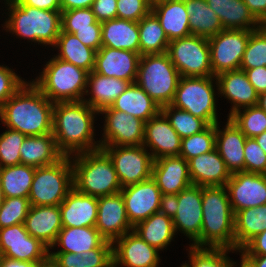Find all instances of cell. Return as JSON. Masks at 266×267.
<instances>
[{"label":"cell","mask_w":266,"mask_h":267,"mask_svg":"<svg viewBox=\"0 0 266 267\" xmlns=\"http://www.w3.org/2000/svg\"><path fill=\"white\" fill-rule=\"evenodd\" d=\"M53 108L51 102L32 82L12 95L0 109V120L7 128L26 136L52 133Z\"/></svg>","instance_id":"1"},{"label":"cell","mask_w":266,"mask_h":267,"mask_svg":"<svg viewBox=\"0 0 266 267\" xmlns=\"http://www.w3.org/2000/svg\"><path fill=\"white\" fill-rule=\"evenodd\" d=\"M98 113L83 100L54 103L52 134L64 156L100 149L93 127Z\"/></svg>","instance_id":"2"},{"label":"cell","mask_w":266,"mask_h":267,"mask_svg":"<svg viewBox=\"0 0 266 267\" xmlns=\"http://www.w3.org/2000/svg\"><path fill=\"white\" fill-rule=\"evenodd\" d=\"M234 216L226 186L202 187L200 247L235 250Z\"/></svg>","instance_id":"3"},{"label":"cell","mask_w":266,"mask_h":267,"mask_svg":"<svg viewBox=\"0 0 266 267\" xmlns=\"http://www.w3.org/2000/svg\"><path fill=\"white\" fill-rule=\"evenodd\" d=\"M72 156H75L73 161L71 160L73 187L78 192L101 197L121 191L122 187L114 164L103 149L81 152Z\"/></svg>","instance_id":"4"},{"label":"cell","mask_w":266,"mask_h":267,"mask_svg":"<svg viewBox=\"0 0 266 267\" xmlns=\"http://www.w3.org/2000/svg\"><path fill=\"white\" fill-rule=\"evenodd\" d=\"M10 10L6 31L38 44L55 45L61 33V11L41 10L22 2L6 0Z\"/></svg>","instance_id":"5"},{"label":"cell","mask_w":266,"mask_h":267,"mask_svg":"<svg viewBox=\"0 0 266 267\" xmlns=\"http://www.w3.org/2000/svg\"><path fill=\"white\" fill-rule=\"evenodd\" d=\"M88 72L55 55L32 83L53 103L83 100Z\"/></svg>","instance_id":"6"},{"label":"cell","mask_w":266,"mask_h":267,"mask_svg":"<svg viewBox=\"0 0 266 267\" xmlns=\"http://www.w3.org/2000/svg\"><path fill=\"white\" fill-rule=\"evenodd\" d=\"M180 77L167 52L147 54L140 57L135 83L163 107L172 103Z\"/></svg>","instance_id":"7"},{"label":"cell","mask_w":266,"mask_h":267,"mask_svg":"<svg viewBox=\"0 0 266 267\" xmlns=\"http://www.w3.org/2000/svg\"><path fill=\"white\" fill-rule=\"evenodd\" d=\"M71 156H63L48 166L35 168L29 193L32 206H57L73 188Z\"/></svg>","instance_id":"8"},{"label":"cell","mask_w":266,"mask_h":267,"mask_svg":"<svg viewBox=\"0 0 266 267\" xmlns=\"http://www.w3.org/2000/svg\"><path fill=\"white\" fill-rule=\"evenodd\" d=\"M215 76L180 77L175 96L170 105L190 112L208 125L216 124L217 110L213 81Z\"/></svg>","instance_id":"9"},{"label":"cell","mask_w":266,"mask_h":267,"mask_svg":"<svg viewBox=\"0 0 266 267\" xmlns=\"http://www.w3.org/2000/svg\"><path fill=\"white\" fill-rule=\"evenodd\" d=\"M167 53L181 77L213 76L208 38L190 35L172 40Z\"/></svg>","instance_id":"10"},{"label":"cell","mask_w":266,"mask_h":267,"mask_svg":"<svg viewBox=\"0 0 266 267\" xmlns=\"http://www.w3.org/2000/svg\"><path fill=\"white\" fill-rule=\"evenodd\" d=\"M102 149L111 158L122 188L152 177L154 159L143 145L104 146Z\"/></svg>","instance_id":"11"},{"label":"cell","mask_w":266,"mask_h":267,"mask_svg":"<svg viewBox=\"0 0 266 267\" xmlns=\"http://www.w3.org/2000/svg\"><path fill=\"white\" fill-rule=\"evenodd\" d=\"M252 31L224 29L208 38L213 76L240 69Z\"/></svg>","instance_id":"12"},{"label":"cell","mask_w":266,"mask_h":267,"mask_svg":"<svg viewBox=\"0 0 266 267\" xmlns=\"http://www.w3.org/2000/svg\"><path fill=\"white\" fill-rule=\"evenodd\" d=\"M105 125L100 148L104 146H138L143 145L145 122L134 116L113 109H102Z\"/></svg>","instance_id":"13"},{"label":"cell","mask_w":266,"mask_h":267,"mask_svg":"<svg viewBox=\"0 0 266 267\" xmlns=\"http://www.w3.org/2000/svg\"><path fill=\"white\" fill-rule=\"evenodd\" d=\"M0 256L27 262H40L49 256V248L31 236L24 223L0 228Z\"/></svg>","instance_id":"14"},{"label":"cell","mask_w":266,"mask_h":267,"mask_svg":"<svg viewBox=\"0 0 266 267\" xmlns=\"http://www.w3.org/2000/svg\"><path fill=\"white\" fill-rule=\"evenodd\" d=\"M126 213L132 227L159 212L162 193L151 177L121 189Z\"/></svg>","instance_id":"15"},{"label":"cell","mask_w":266,"mask_h":267,"mask_svg":"<svg viewBox=\"0 0 266 267\" xmlns=\"http://www.w3.org/2000/svg\"><path fill=\"white\" fill-rule=\"evenodd\" d=\"M234 214L237 211L266 204V175L236 172L226 183Z\"/></svg>","instance_id":"16"},{"label":"cell","mask_w":266,"mask_h":267,"mask_svg":"<svg viewBox=\"0 0 266 267\" xmlns=\"http://www.w3.org/2000/svg\"><path fill=\"white\" fill-rule=\"evenodd\" d=\"M175 232L186 234L193 241L191 246L200 247L202 228V187L190 185L178 194V209L172 218Z\"/></svg>","instance_id":"17"},{"label":"cell","mask_w":266,"mask_h":267,"mask_svg":"<svg viewBox=\"0 0 266 267\" xmlns=\"http://www.w3.org/2000/svg\"><path fill=\"white\" fill-rule=\"evenodd\" d=\"M113 245V267H158L159 250L145 242L133 230L116 239Z\"/></svg>","instance_id":"18"},{"label":"cell","mask_w":266,"mask_h":267,"mask_svg":"<svg viewBox=\"0 0 266 267\" xmlns=\"http://www.w3.org/2000/svg\"><path fill=\"white\" fill-rule=\"evenodd\" d=\"M95 228L110 242L133 230L122 194L98 197L97 222Z\"/></svg>","instance_id":"19"},{"label":"cell","mask_w":266,"mask_h":267,"mask_svg":"<svg viewBox=\"0 0 266 267\" xmlns=\"http://www.w3.org/2000/svg\"><path fill=\"white\" fill-rule=\"evenodd\" d=\"M141 55L130 51L102 46L95 55L93 71L135 83Z\"/></svg>","instance_id":"20"},{"label":"cell","mask_w":266,"mask_h":267,"mask_svg":"<svg viewBox=\"0 0 266 267\" xmlns=\"http://www.w3.org/2000/svg\"><path fill=\"white\" fill-rule=\"evenodd\" d=\"M143 146L152 150L154 160L179 156L181 137L161 111L145 123Z\"/></svg>","instance_id":"21"},{"label":"cell","mask_w":266,"mask_h":267,"mask_svg":"<svg viewBox=\"0 0 266 267\" xmlns=\"http://www.w3.org/2000/svg\"><path fill=\"white\" fill-rule=\"evenodd\" d=\"M152 178L162 194H179L192 185L188 161L180 155L155 159Z\"/></svg>","instance_id":"22"},{"label":"cell","mask_w":266,"mask_h":267,"mask_svg":"<svg viewBox=\"0 0 266 267\" xmlns=\"http://www.w3.org/2000/svg\"><path fill=\"white\" fill-rule=\"evenodd\" d=\"M218 94H222L224 98L232 101V109L228 118L240 110L241 107L256 106L259 94L248 81L247 75L243 70H234L220 73L215 76Z\"/></svg>","instance_id":"23"},{"label":"cell","mask_w":266,"mask_h":267,"mask_svg":"<svg viewBox=\"0 0 266 267\" xmlns=\"http://www.w3.org/2000/svg\"><path fill=\"white\" fill-rule=\"evenodd\" d=\"M188 167L192 184L201 187L225 186L232 175L216 148L191 158Z\"/></svg>","instance_id":"24"},{"label":"cell","mask_w":266,"mask_h":267,"mask_svg":"<svg viewBox=\"0 0 266 267\" xmlns=\"http://www.w3.org/2000/svg\"><path fill=\"white\" fill-rule=\"evenodd\" d=\"M63 227H95L98 197L78 192L74 187L59 205Z\"/></svg>","instance_id":"25"},{"label":"cell","mask_w":266,"mask_h":267,"mask_svg":"<svg viewBox=\"0 0 266 267\" xmlns=\"http://www.w3.org/2000/svg\"><path fill=\"white\" fill-rule=\"evenodd\" d=\"M25 229L49 249L63 228L61 210L57 206H32L24 221Z\"/></svg>","instance_id":"26"},{"label":"cell","mask_w":266,"mask_h":267,"mask_svg":"<svg viewBox=\"0 0 266 267\" xmlns=\"http://www.w3.org/2000/svg\"><path fill=\"white\" fill-rule=\"evenodd\" d=\"M246 138L230 118H228L223 131L220 130L218 122L216 123L215 148L218 150L231 174L244 171V146Z\"/></svg>","instance_id":"27"},{"label":"cell","mask_w":266,"mask_h":267,"mask_svg":"<svg viewBox=\"0 0 266 267\" xmlns=\"http://www.w3.org/2000/svg\"><path fill=\"white\" fill-rule=\"evenodd\" d=\"M151 12L157 17L169 41L191 35L184 0H157Z\"/></svg>","instance_id":"28"},{"label":"cell","mask_w":266,"mask_h":267,"mask_svg":"<svg viewBox=\"0 0 266 267\" xmlns=\"http://www.w3.org/2000/svg\"><path fill=\"white\" fill-rule=\"evenodd\" d=\"M62 247L57 252H70L79 254L97 247H113V243L107 241L95 227H63L53 246Z\"/></svg>","instance_id":"29"},{"label":"cell","mask_w":266,"mask_h":267,"mask_svg":"<svg viewBox=\"0 0 266 267\" xmlns=\"http://www.w3.org/2000/svg\"><path fill=\"white\" fill-rule=\"evenodd\" d=\"M102 46L140 54L138 22L115 18L101 22Z\"/></svg>","instance_id":"30"},{"label":"cell","mask_w":266,"mask_h":267,"mask_svg":"<svg viewBox=\"0 0 266 267\" xmlns=\"http://www.w3.org/2000/svg\"><path fill=\"white\" fill-rule=\"evenodd\" d=\"M131 84L129 81L115 77L103 76L91 71L87 77V87L85 95L91 94L89 99L83 101L91 106L94 110L100 112L102 109L110 107L116 98L123 93Z\"/></svg>","instance_id":"31"},{"label":"cell","mask_w":266,"mask_h":267,"mask_svg":"<svg viewBox=\"0 0 266 267\" xmlns=\"http://www.w3.org/2000/svg\"><path fill=\"white\" fill-rule=\"evenodd\" d=\"M19 151L21 164L35 168L54 164L64 156L58 150L52 133L26 136Z\"/></svg>","instance_id":"32"},{"label":"cell","mask_w":266,"mask_h":267,"mask_svg":"<svg viewBox=\"0 0 266 267\" xmlns=\"http://www.w3.org/2000/svg\"><path fill=\"white\" fill-rule=\"evenodd\" d=\"M206 2L216 12L223 29H258L259 21L253 16L243 0H206Z\"/></svg>","instance_id":"33"},{"label":"cell","mask_w":266,"mask_h":267,"mask_svg":"<svg viewBox=\"0 0 266 267\" xmlns=\"http://www.w3.org/2000/svg\"><path fill=\"white\" fill-rule=\"evenodd\" d=\"M111 107L138 118L145 123L156 116L161 107L136 83H131Z\"/></svg>","instance_id":"34"},{"label":"cell","mask_w":266,"mask_h":267,"mask_svg":"<svg viewBox=\"0 0 266 267\" xmlns=\"http://www.w3.org/2000/svg\"><path fill=\"white\" fill-rule=\"evenodd\" d=\"M266 230V204L237 211L234 216L235 251Z\"/></svg>","instance_id":"35"},{"label":"cell","mask_w":266,"mask_h":267,"mask_svg":"<svg viewBox=\"0 0 266 267\" xmlns=\"http://www.w3.org/2000/svg\"><path fill=\"white\" fill-rule=\"evenodd\" d=\"M184 3L189 14L191 35L210 38L224 30L219 17L206 0H184Z\"/></svg>","instance_id":"36"},{"label":"cell","mask_w":266,"mask_h":267,"mask_svg":"<svg viewBox=\"0 0 266 267\" xmlns=\"http://www.w3.org/2000/svg\"><path fill=\"white\" fill-rule=\"evenodd\" d=\"M133 231L158 250L166 249L176 234L172 218L160 212L138 223Z\"/></svg>","instance_id":"37"},{"label":"cell","mask_w":266,"mask_h":267,"mask_svg":"<svg viewBox=\"0 0 266 267\" xmlns=\"http://www.w3.org/2000/svg\"><path fill=\"white\" fill-rule=\"evenodd\" d=\"M55 46L60 51L56 58L72 63L88 73L93 71L96 51L84 45L74 34L61 32Z\"/></svg>","instance_id":"38"},{"label":"cell","mask_w":266,"mask_h":267,"mask_svg":"<svg viewBox=\"0 0 266 267\" xmlns=\"http://www.w3.org/2000/svg\"><path fill=\"white\" fill-rule=\"evenodd\" d=\"M35 167L14 165L0 168V182L5 197L29 198Z\"/></svg>","instance_id":"39"},{"label":"cell","mask_w":266,"mask_h":267,"mask_svg":"<svg viewBox=\"0 0 266 267\" xmlns=\"http://www.w3.org/2000/svg\"><path fill=\"white\" fill-rule=\"evenodd\" d=\"M138 28L141 56L167 52L170 41L152 12L138 21Z\"/></svg>","instance_id":"40"},{"label":"cell","mask_w":266,"mask_h":267,"mask_svg":"<svg viewBox=\"0 0 266 267\" xmlns=\"http://www.w3.org/2000/svg\"><path fill=\"white\" fill-rule=\"evenodd\" d=\"M161 112L166 116L170 125L175 129L181 139L200 133L209 125L190 112L180 110L172 105L161 107Z\"/></svg>","instance_id":"41"},{"label":"cell","mask_w":266,"mask_h":267,"mask_svg":"<svg viewBox=\"0 0 266 267\" xmlns=\"http://www.w3.org/2000/svg\"><path fill=\"white\" fill-rule=\"evenodd\" d=\"M190 265L185 263L183 267H235V263L226 255L233 251L229 248L189 247Z\"/></svg>","instance_id":"42"},{"label":"cell","mask_w":266,"mask_h":267,"mask_svg":"<svg viewBox=\"0 0 266 267\" xmlns=\"http://www.w3.org/2000/svg\"><path fill=\"white\" fill-rule=\"evenodd\" d=\"M233 113L229 118L236 124L247 138L266 131V112L256 106L243 108Z\"/></svg>","instance_id":"43"},{"label":"cell","mask_w":266,"mask_h":267,"mask_svg":"<svg viewBox=\"0 0 266 267\" xmlns=\"http://www.w3.org/2000/svg\"><path fill=\"white\" fill-rule=\"evenodd\" d=\"M215 141L216 124H212L200 133L181 139L179 155L189 161L191 158L215 149Z\"/></svg>","instance_id":"44"},{"label":"cell","mask_w":266,"mask_h":267,"mask_svg":"<svg viewBox=\"0 0 266 267\" xmlns=\"http://www.w3.org/2000/svg\"><path fill=\"white\" fill-rule=\"evenodd\" d=\"M26 135L7 128L0 135V168L21 164L20 147Z\"/></svg>","instance_id":"45"},{"label":"cell","mask_w":266,"mask_h":267,"mask_svg":"<svg viewBox=\"0 0 266 267\" xmlns=\"http://www.w3.org/2000/svg\"><path fill=\"white\" fill-rule=\"evenodd\" d=\"M266 67V37L259 30H253L241 61L240 69Z\"/></svg>","instance_id":"46"},{"label":"cell","mask_w":266,"mask_h":267,"mask_svg":"<svg viewBox=\"0 0 266 267\" xmlns=\"http://www.w3.org/2000/svg\"><path fill=\"white\" fill-rule=\"evenodd\" d=\"M30 207L28 198L5 197L0 207V228L24 223Z\"/></svg>","instance_id":"47"},{"label":"cell","mask_w":266,"mask_h":267,"mask_svg":"<svg viewBox=\"0 0 266 267\" xmlns=\"http://www.w3.org/2000/svg\"><path fill=\"white\" fill-rule=\"evenodd\" d=\"M96 21L92 8L61 11V32L73 34L77 29L92 28Z\"/></svg>","instance_id":"48"},{"label":"cell","mask_w":266,"mask_h":267,"mask_svg":"<svg viewBox=\"0 0 266 267\" xmlns=\"http://www.w3.org/2000/svg\"><path fill=\"white\" fill-rule=\"evenodd\" d=\"M244 172L266 175V153L254 138H246Z\"/></svg>","instance_id":"49"},{"label":"cell","mask_w":266,"mask_h":267,"mask_svg":"<svg viewBox=\"0 0 266 267\" xmlns=\"http://www.w3.org/2000/svg\"><path fill=\"white\" fill-rule=\"evenodd\" d=\"M150 0H117V18L138 22L151 12Z\"/></svg>","instance_id":"50"},{"label":"cell","mask_w":266,"mask_h":267,"mask_svg":"<svg viewBox=\"0 0 266 267\" xmlns=\"http://www.w3.org/2000/svg\"><path fill=\"white\" fill-rule=\"evenodd\" d=\"M22 80L12 69L0 65V109L23 85Z\"/></svg>","instance_id":"51"},{"label":"cell","mask_w":266,"mask_h":267,"mask_svg":"<svg viewBox=\"0 0 266 267\" xmlns=\"http://www.w3.org/2000/svg\"><path fill=\"white\" fill-rule=\"evenodd\" d=\"M81 255L84 267H113V247H97Z\"/></svg>","instance_id":"52"},{"label":"cell","mask_w":266,"mask_h":267,"mask_svg":"<svg viewBox=\"0 0 266 267\" xmlns=\"http://www.w3.org/2000/svg\"><path fill=\"white\" fill-rule=\"evenodd\" d=\"M84 45L96 52L102 47L101 22L96 21L92 28L77 29L73 33Z\"/></svg>","instance_id":"53"},{"label":"cell","mask_w":266,"mask_h":267,"mask_svg":"<svg viewBox=\"0 0 266 267\" xmlns=\"http://www.w3.org/2000/svg\"><path fill=\"white\" fill-rule=\"evenodd\" d=\"M91 8L99 22L117 18V0H94Z\"/></svg>","instance_id":"54"},{"label":"cell","mask_w":266,"mask_h":267,"mask_svg":"<svg viewBox=\"0 0 266 267\" xmlns=\"http://www.w3.org/2000/svg\"><path fill=\"white\" fill-rule=\"evenodd\" d=\"M59 267H84V258L79 254L70 252H49Z\"/></svg>","instance_id":"55"},{"label":"cell","mask_w":266,"mask_h":267,"mask_svg":"<svg viewBox=\"0 0 266 267\" xmlns=\"http://www.w3.org/2000/svg\"><path fill=\"white\" fill-rule=\"evenodd\" d=\"M243 70L248 78V81L252 84L258 94L266 92V67H255L252 69H240Z\"/></svg>","instance_id":"56"},{"label":"cell","mask_w":266,"mask_h":267,"mask_svg":"<svg viewBox=\"0 0 266 267\" xmlns=\"http://www.w3.org/2000/svg\"><path fill=\"white\" fill-rule=\"evenodd\" d=\"M239 252L241 255H266V230L251 239Z\"/></svg>","instance_id":"57"},{"label":"cell","mask_w":266,"mask_h":267,"mask_svg":"<svg viewBox=\"0 0 266 267\" xmlns=\"http://www.w3.org/2000/svg\"><path fill=\"white\" fill-rule=\"evenodd\" d=\"M178 209V194H162L159 212L173 218Z\"/></svg>","instance_id":"58"},{"label":"cell","mask_w":266,"mask_h":267,"mask_svg":"<svg viewBox=\"0 0 266 267\" xmlns=\"http://www.w3.org/2000/svg\"><path fill=\"white\" fill-rule=\"evenodd\" d=\"M22 3L41 10L61 11L59 0H23Z\"/></svg>","instance_id":"59"},{"label":"cell","mask_w":266,"mask_h":267,"mask_svg":"<svg viewBox=\"0 0 266 267\" xmlns=\"http://www.w3.org/2000/svg\"><path fill=\"white\" fill-rule=\"evenodd\" d=\"M253 16L258 20L266 18V0H243Z\"/></svg>","instance_id":"60"},{"label":"cell","mask_w":266,"mask_h":267,"mask_svg":"<svg viewBox=\"0 0 266 267\" xmlns=\"http://www.w3.org/2000/svg\"><path fill=\"white\" fill-rule=\"evenodd\" d=\"M61 11L91 8L94 0H59Z\"/></svg>","instance_id":"61"},{"label":"cell","mask_w":266,"mask_h":267,"mask_svg":"<svg viewBox=\"0 0 266 267\" xmlns=\"http://www.w3.org/2000/svg\"><path fill=\"white\" fill-rule=\"evenodd\" d=\"M39 262L19 261L0 256V267H38Z\"/></svg>","instance_id":"62"},{"label":"cell","mask_w":266,"mask_h":267,"mask_svg":"<svg viewBox=\"0 0 266 267\" xmlns=\"http://www.w3.org/2000/svg\"><path fill=\"white\" fill-rule=\"evenodd\" d=\"M249 267H266V255H241Z\"/></svg>","instance_id":"63"},{"label":"cell","mask_w":266,"mask_h":267,"mask_svg":"<svg viewBox=\"0 0 266 267\" xmlns=\"http://www.w3.org/2000/svg\"><path fill=\"white\" fill-rule=\"evenodd\" d=\"M38 267H59L51 256H48L45 260L38 263Z\"/></svg>","instance_id":"64"},{"label":"cell","mask_w":266,"mask_h":267,"mask_svg":"<svg viewBox=\"0 0 266 267\" xmlns=\"http://www.w3.org/2000/svg\"><path fill=\"white\" fill-rule=\"evenodd\" d=\"M254 139L266 153V131L255 136Z\"/></svg>","instance_id":"65"},{"label":"cell","mask_w":266,"mask_h":267,"mask_svg":"<svg viewBox=\"0 0 266 267\" xmlns=\"http://www.w3.org/2000/svg\"><path fill=\"white\" fill-rule=\"evenodd\" d=\"M257 106L266 112V92L259 94Z\"/></svg>","instance_id":"66"},{"label":"cell","mask_w":266,"mask_h":267,"mask_svg":"<svg viewBox=\"0 0 266 267\" xmlns=\"http://www.w3.org/2000/svg\"><path fill=\"white\" fill-rule=\"evenodd\" d=\"M258 29L265 35L266 37V18L259 21Z\"/></svg>","instance_id":"67"},{"label":"cell","mask_w":266,"mask_h":267,"mask_svg":"<svg viewBox=\"0 0 266 267\" xmlns=\"http://www.w3.org/2000/svg\"><path fill=\"white\" fill-rule=\"evenodd\" d=\"M4 201H5V195H4L3 189L1 187V182H0V207L3 205Z\"/></svg>","instance_id":"68"},{"label":"cell","mask_w":266,"mask_h":267,"mask_svg":"<svg viewBox=\"0 0 266 267\" xmlns=\"http://www.w3.org/2000/svg\"><path fill=\"white\" fill-rule=\"evenodd\" d=\"M240 267H249L243 260H241Z\"/></svg>","instance_id":"69"},{"label":"cell","mask_w":266,"mask_h":267,"mask_svg":"<svg viewBox=\"0 0 266 267\" xmlns=\"http://www.w3.org/2000/svg\"><path fill=\"white\" fill-rule=\"evenodd\" d=\"M13 2H22L23 0H11Z\"/></svg>","instance_id":"70"}]
</instances>
